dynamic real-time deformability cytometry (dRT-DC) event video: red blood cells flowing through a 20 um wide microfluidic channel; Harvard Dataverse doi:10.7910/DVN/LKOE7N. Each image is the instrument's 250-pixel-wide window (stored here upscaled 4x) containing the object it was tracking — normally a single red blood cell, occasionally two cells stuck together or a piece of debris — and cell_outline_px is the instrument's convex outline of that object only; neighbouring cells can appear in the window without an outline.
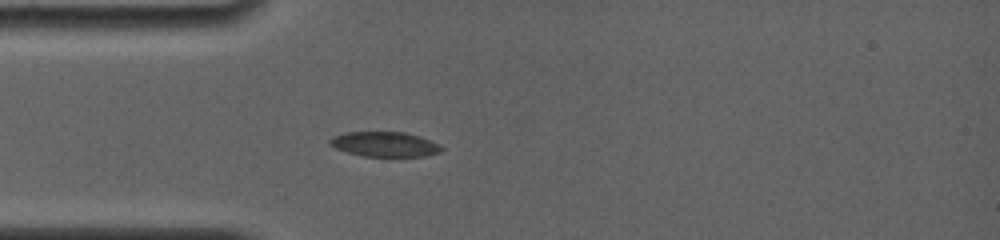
{"species": "common noctule bat (a hibernating species)", "species_latin": "Nyctalus noctula", "temperature_condition": "room temperature", "stored_images_in_passage": 1, "camera_frame_rate_fps": 4000, "um_per_image_px": 0.085, "animal": {"sex": "female", "body_mass_g": 19.0, "forearm_length_mm": 56.7}, "frame": {"image": 1, "passage_image": 1, "time_ms": 0.0, "image_size_px": [1000, 240], "cell_outline_px": [[444, 148], [440, 152], [424, 156], [364, 156], [348, 152], [336, 148], [328, 144], [328, 140], [332, 136], [348, 132], [404, 132], [420, 136], [440, 144]], "centroid_in_image_um": [32.71, 12.25], "position_along_channel_um": 52.3, "area_um2": 16.18}}